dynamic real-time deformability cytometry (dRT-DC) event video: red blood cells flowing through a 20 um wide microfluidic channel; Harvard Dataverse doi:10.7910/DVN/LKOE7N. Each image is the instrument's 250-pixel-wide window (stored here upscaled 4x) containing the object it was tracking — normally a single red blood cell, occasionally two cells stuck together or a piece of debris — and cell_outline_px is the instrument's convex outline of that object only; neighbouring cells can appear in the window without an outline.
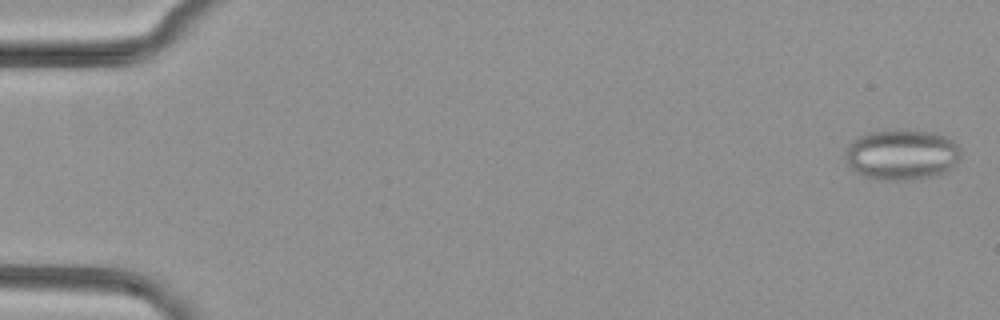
{"species": "common noctule bat (a hibernating species)", "species_latin": "Nyctalus noctula", "temperature_condition": "cold", "stored_images_in_passage": 53, "segment_of_instrument_passage": [1, 2], "camera_frame_rate_fps": 3000, "um_per_image_px": 0.085, "animal": {"sex": "female", "body_mass_g": 29.2, "forearm_length_mm": 56.3}, "frame": {"image": 1, "passage_image": 2, "time_ms": 0.333, "image_size_px": [1000, 320], "cell_outline_px": [[960, 160], [952, 168], [944, 172], [932, 176], [912, 180], [880, 180], [864, 176], [856, 172], [848, 164], [844, 156], [844, 148], [852, 140], [868, 132], [904, 128], [936, 132], [952, 140], [960, 148]], "centroid_in_image_um": [76.64, 13.12], "position_along_channel_um": 8.4, "area_um2": 34.74}}